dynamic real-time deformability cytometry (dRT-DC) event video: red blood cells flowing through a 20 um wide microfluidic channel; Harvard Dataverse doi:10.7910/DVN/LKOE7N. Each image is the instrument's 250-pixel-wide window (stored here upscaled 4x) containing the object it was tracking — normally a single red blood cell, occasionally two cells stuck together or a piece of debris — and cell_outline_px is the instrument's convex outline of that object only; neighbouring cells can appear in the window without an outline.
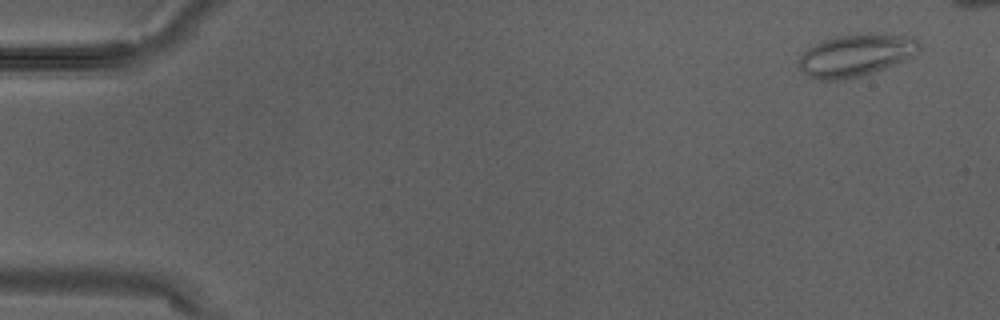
{"species": "Egyptian fruit bat (a non-hibernating species)", "species_latin": "Rousettus aegyptiacus", "temperature_condition": "warm", "stored_images_in_passage": 4, "camera_frame_rate_fps": 3000, "um_per_image_px": 0.085, "animal": {"sex": "male"}, "frame": {"image": 1, "passage_image": 1, "time_ms": 0.0, "image_size_px": [1000, 320], "cell_outline_px": [[920, 48], [912, 56], [904, 60], [884, 68], [860, 76], [844, 80], [812, 80], [800, 68], [800, 56], [812, 44], [836, 36], [856, 32], [868, 32], [912, 36], [920, 44]], "centroid_in_image_um": [72.73, 4.67], "position_along_channel_um": 12.3, "area_um2": 29.94}}